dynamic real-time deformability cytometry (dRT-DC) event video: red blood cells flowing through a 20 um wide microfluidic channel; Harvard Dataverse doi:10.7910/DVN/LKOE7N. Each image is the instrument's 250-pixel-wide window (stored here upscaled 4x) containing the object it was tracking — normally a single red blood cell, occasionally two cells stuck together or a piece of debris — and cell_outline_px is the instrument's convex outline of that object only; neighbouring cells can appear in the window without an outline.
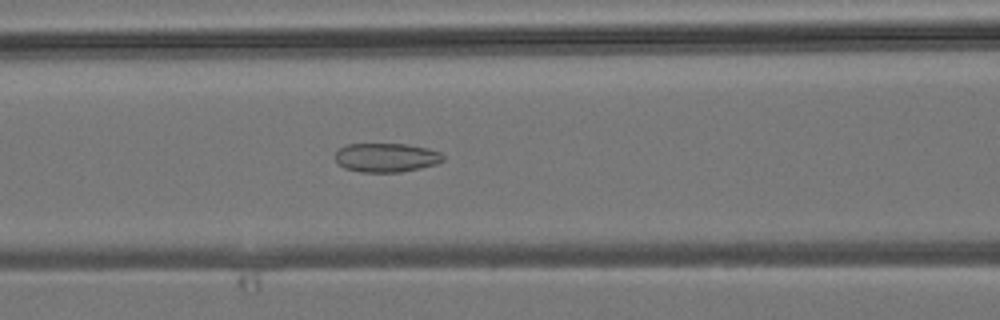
{"species": "common noctule bat (a hibernating species)", "species_latin": "Nyctalus noctula", "temperature_condition": "room temperature", "stored_images_in_passage": 36, "camera_frame_rate_fps": 3000, "um_per_image_px": 0.085, "animal": {"sex": "male", "body_mass_g": 19.2, "forearm_length_mm": 51.8}, "frame": {"image": 1, "passage_image": 16, "time_ms": 5.0, "image_size_px": [1000, 320], "cell_outline_px": [[444, 160], [436, 164], [420, 168], [400, 172], [360, 172], [344, 168], [336, 164], [336, 152], [340, 148], [348, 144], [408, 144], [428, 148], [440, 152], [444, 156]], "centroid_in_image_um": [32.83, 13.39], "position_along_channel_um": 133.8, "area_um2": 18.32}}
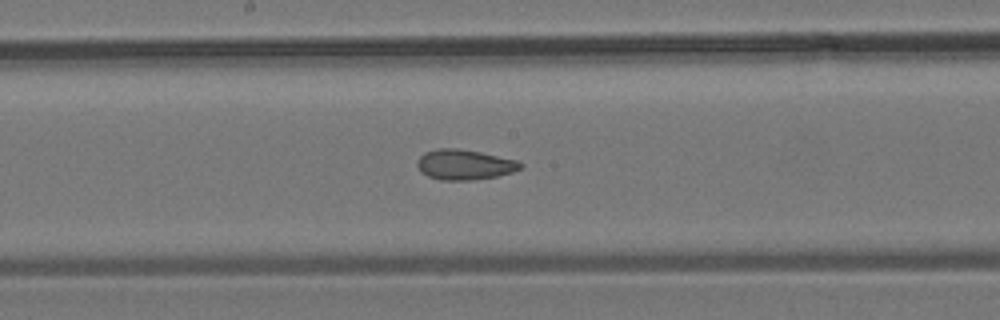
{"frame": {"image": 2, "passage_image": 21, "time_ms": 6.667, "image_size_px": [1000, 320], "cell_outline_px": [[524, 164], [520, 168], [512, 172], [496, 176], [472, 180], [440, 180], [428, 176], [420, 172], [416, 164], [416, 160], [424, 152], [436, 148], [456, 148], [480, 152], [516, 160]], "centroid_in_image_um": [39.42, 13.99], "position_along_channel_um": 208.8, "area_um2": 18.21}}
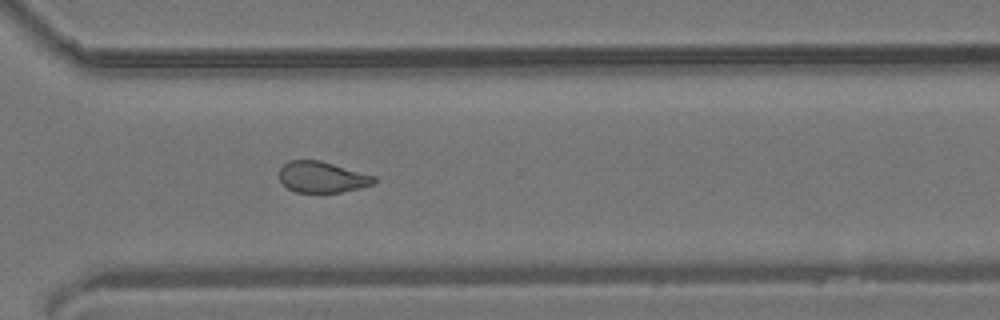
{"frame": {"image": 3, "passage_image": 30, "time_ms": 9.667, "image_size_px": [1000, 320], "cell_outline_px": [[380, 180], [376, 184], [360, 188], [340, 192], [296, 192], [288, 188], [280, 180], [280, 168], [288, 160], [320, 160], [376, 176]], "centroid_in_image_um": [27.44, 15.05], "position_along_channel_um": 343.2, "area_um2": 17.28}}